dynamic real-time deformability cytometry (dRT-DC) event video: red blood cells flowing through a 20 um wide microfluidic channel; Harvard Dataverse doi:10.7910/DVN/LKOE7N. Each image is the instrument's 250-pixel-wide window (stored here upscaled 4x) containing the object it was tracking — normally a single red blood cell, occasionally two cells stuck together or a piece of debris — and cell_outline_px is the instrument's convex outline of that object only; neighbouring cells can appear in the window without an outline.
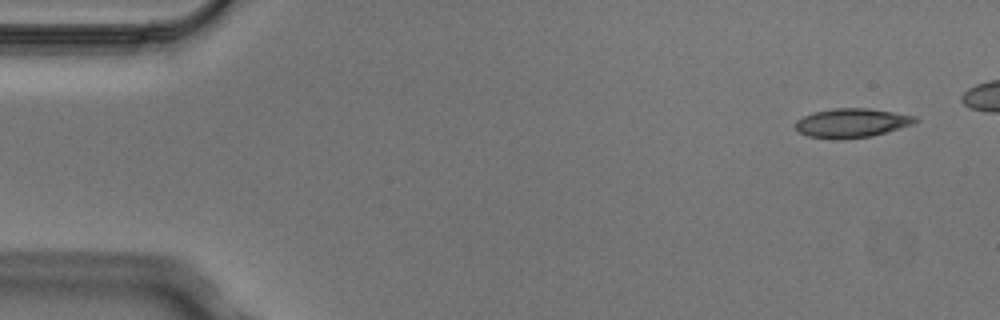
{"species": "Egyptian fruit bat (a non-hibernating species)", "species_latin": "Rousettus aegyptiacus", "temperature_condition": "cold", "stored_images_in_passage": 5, "camera_frame_rate_fps": 3000, "um_per_image_px": 0.085, "animal": {"sex": "male"}, "frame": {"image": 1, "passage_image": 1, "time_ms": 0.0, "image_size_px": [1000, 320], "cell_outline_px": [[920, 120], [912, 124], [872, 136], [808, 136], [800, 132], [796, 128], [796, 120], [812, 112], [832, 108], [868, 108], [916, 116]], "centroid_in_image_um": [72.43, 10.39], "position_along_channel_um": 12.6, "area_um2": 19.36}}
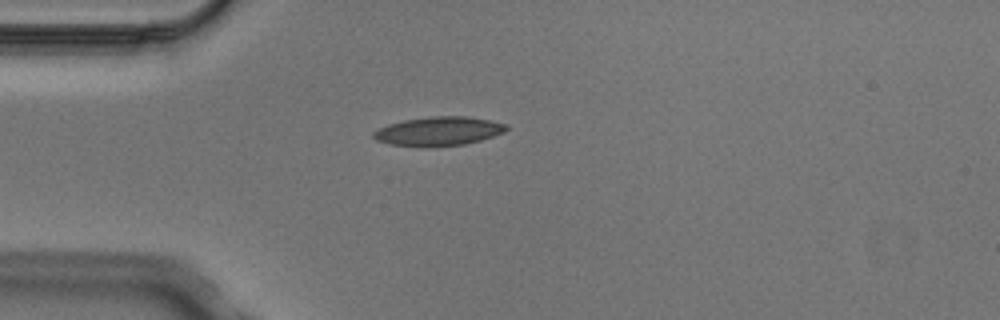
{"frame": {"image": 2, "passage_image": 5, "time_ms": 1.333, "image_size_px": [1000, 320], "cell_outline_px": [[508, 128], [504, 132], [480, 140], [464, 144], [392, 144], [376, 140], [372, 136], [372, 132], [388, 124], [404, 120], [432, 116], [468, 116], [508, 124]], "centroid_in_image_um": [37.32, 11.1], "position_along_channel_um": 47.7, "area_um2": 21.44}}